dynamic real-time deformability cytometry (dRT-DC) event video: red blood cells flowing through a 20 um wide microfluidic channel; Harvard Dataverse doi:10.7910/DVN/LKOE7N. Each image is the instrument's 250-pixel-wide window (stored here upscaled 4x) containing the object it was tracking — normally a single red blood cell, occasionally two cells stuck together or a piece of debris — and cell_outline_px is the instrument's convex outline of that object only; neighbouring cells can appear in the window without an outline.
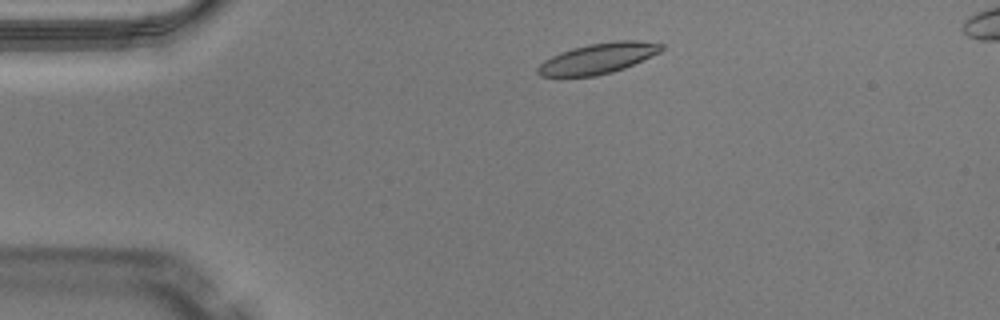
{"species": "Egyptian fruit bat (a non-hibernating species)", "species_latin": "Rousettus aegyptiacus", "temperature_condition": "warm", "stored_images_in_passage": 41, "camera_frame_rate_fps": 3000, "um_per_image_px": 0.085, "animal": {"sex": "male"}, "frame": {"image": 1, "passage_image": 1, "time_ms": 0.0, "image_size_px": [1000, 320], "cell_outline_px": [[664, 48], [660, 52], [624, 68], [612, 72], [596, 76], [540, 76], [536, 72], [536, 68], [544, 60], [560, 52], [572, 48], [588, 44], [616, 40], [640, 40], [664, 44]], "centroid_in_image_um": [50.84, 4.95], "position_along_channel_um": 34.2, "area_um2": 22.02}}
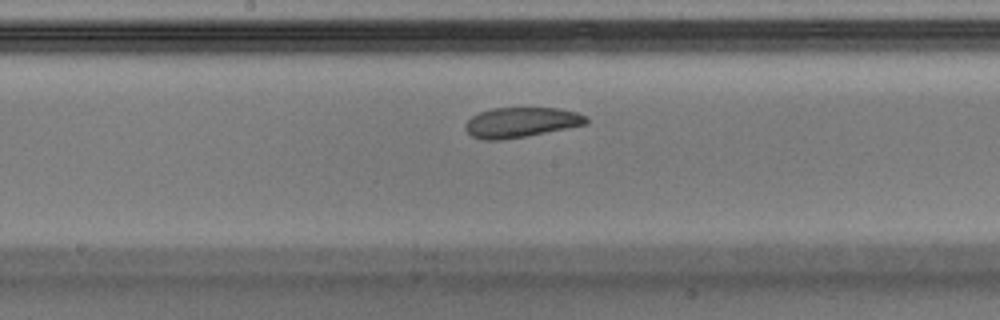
{"frame": {"image": 2, "passage_image": 17, "time_ms": 5.333, "image_size_px": [1000, 320], "cell_outline_px": [[588, 124], [568, 128], [524, 136], [500, 140], [484, 140], [472, 136], [464, 128], [464, 124], [472, 116], [480, 112], [492, 108], [560, 108], [576, 112], [588, 116]], "centroid_in_image_um": [44.3, 10.39], "position_along_channel_um": 203.9, "area_um2": 21.15}}
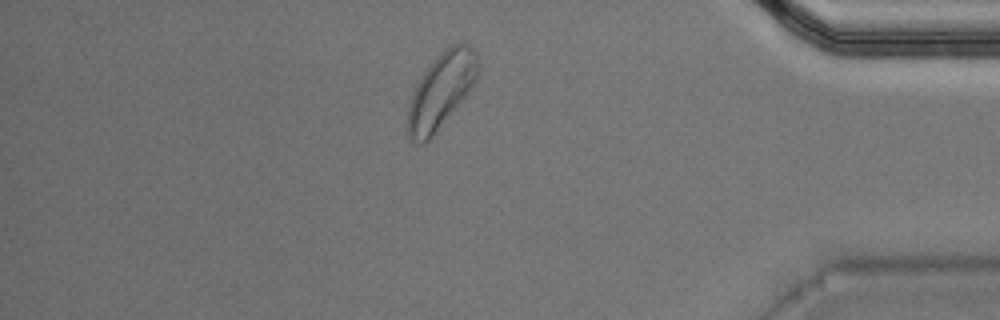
{"frame": {"image": 3, "passage_image": 34, "time_ms": 11.0, "image_size_px": [1000, 320], "cell_outline_px": [[480, 72], [476, 80], [468, 92], [432, 136], [424, 144], [420, 144], [412, 140], [408, 136], [408, 108], [412, 92], [416, 84], [428, 64], [448, 44], [468, 44], [476, 52], [480, 64]], "centroid_in_image_um": [37.51, 7.64], "position_along_channel_um": 397.7, "area_um2": 30.81}, "authors_computed_cell_mechanics": {"area_um2": 22.3686, "velocity_mm_per_s": 3.998, "shape_relaxation_time_tau1_ms": 9.4151, "shape_relaxation_time_tau2_ms": 2.9056, "deformation_change_tau1": 0.1709, "deformation_change_tau2": 0.087}}